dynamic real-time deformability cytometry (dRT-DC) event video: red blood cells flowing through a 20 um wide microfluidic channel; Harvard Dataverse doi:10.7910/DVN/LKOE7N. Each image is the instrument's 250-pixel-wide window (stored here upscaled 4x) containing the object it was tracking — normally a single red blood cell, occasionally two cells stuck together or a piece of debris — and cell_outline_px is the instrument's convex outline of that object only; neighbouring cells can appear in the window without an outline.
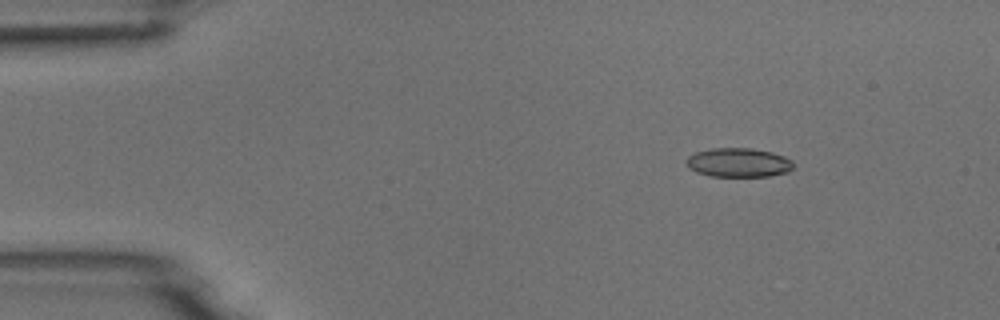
{"species": "common noctule bat (a hibernating species)", "species_latin": "Nyctalus noctula", "temperature_condition": "room temperature", "stored_images_in_passage": 5, "camera_frame_rate_fps": 3000, "um_per_image_px": 0.085, "animal": {"sex": "male", "body_mass_g": 18.8}, "frame": {"image": 1, "passage_image": 3, "time_ms": 2.0, "image_size_px": [1000, 320], "cell_outline_px": [[792, 168], [788, 172], [768, 176], [708, 176], [696, 172], [688, 168], [688, 156], [696, 152], [712, 148], [752, 148], [772, 152], [784, 156], [792, 160]], "centroid_in_image_um": [62.78, 13.82], "position_along_channel_um": 22.2, "area_um2": 18.09}}